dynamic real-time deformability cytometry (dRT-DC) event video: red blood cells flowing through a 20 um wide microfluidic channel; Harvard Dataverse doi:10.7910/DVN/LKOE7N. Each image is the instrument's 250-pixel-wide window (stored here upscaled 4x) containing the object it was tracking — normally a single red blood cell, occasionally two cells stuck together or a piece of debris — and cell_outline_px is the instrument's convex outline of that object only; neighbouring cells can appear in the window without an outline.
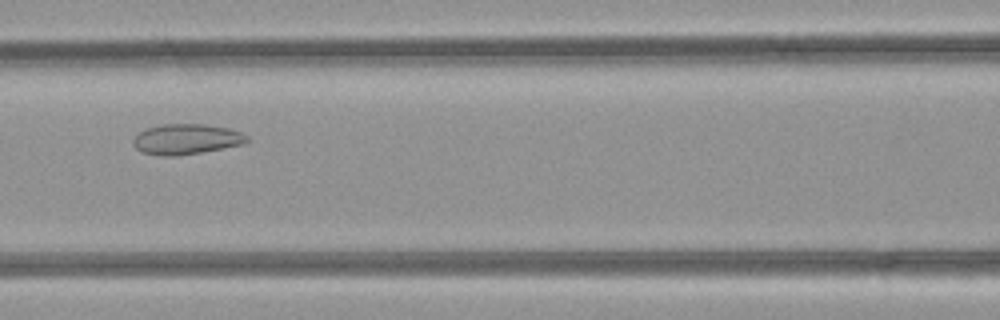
{"species": "common noctule bat (a hibernating species)", "species_latin": "Nyctalus noctula", "temperature_condition": "room temperature", "stored_images_in_passage": 31, "camera_frame_rate_fps": 3000, "um_per_image_px": 0.085, "animal": {"sex": "female", "body_mass_g": 21.9}, "frame": {"image": 1, "passage_image": 9, "time_ms": 2.667, "image_size_px": [1000, 320], "cell_outline_px": [[248, 140], [244, 144], [200, 152], [176, 156], [164, 156], [140, 152], [132, 144], [132, 140], [144, 128], [164, 124], [204, 124], [228, 128], [240, 132], [248, 136]], "centroid_in_image_um": [15.8, 11.83], "position_along_channel_um": 150.8, "area_um2": 20.11}}
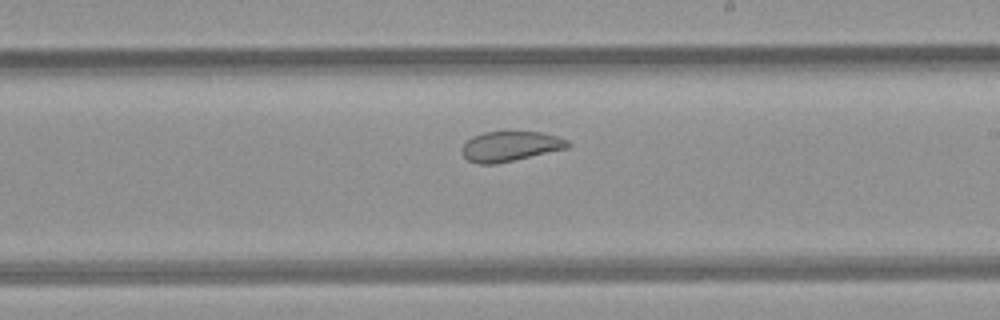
{"frame": {"image": 2, "passage_image": 16, "time_ms": 5.0, "image_size_px": [1000, 320], "cell_outline_px": [[572, 144], [568, 148], [496, 164], [480, 164], [468, 160], [464, 156], [464, 144], [472, 136], [484, 132], [540, 132], [556, 136], [568, 140]], "centroid_in_image_um": [43.41, 12.43], "position_along_channel_um": 245.6, "area_um2": 18.26}}
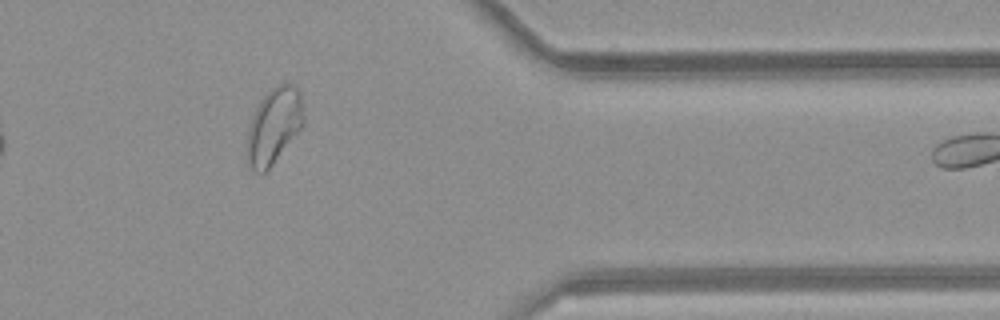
{"frame": {"image": 3, "passage_image": 28, "time_ms": 9.0, "image_size_px": [1000, 320], "cell_outline_px": [[304, 124], [272, 164], [264, 172], [256, 172], [252, 168], [248, 160], [248, 128], [252, 116], [260, 100], [276, 84], [296, 84], [300, 92], [304, 116]], "centroid_in_image_um": [23.31, 10.64], "position_along_channel_um": 388.1, "area_um2": 24.51}, "authors_computed_cell_mechanics": {"area_um2": 20.1144, "velocity_mm_per_s": 4.068, "shape_relaxation_time_tau1_ms": null, "shape_relaxation_time_tau2_ms": 1.4302, "deformation_change_tau1": null, "deformation_change_tau2": 0.0614}}